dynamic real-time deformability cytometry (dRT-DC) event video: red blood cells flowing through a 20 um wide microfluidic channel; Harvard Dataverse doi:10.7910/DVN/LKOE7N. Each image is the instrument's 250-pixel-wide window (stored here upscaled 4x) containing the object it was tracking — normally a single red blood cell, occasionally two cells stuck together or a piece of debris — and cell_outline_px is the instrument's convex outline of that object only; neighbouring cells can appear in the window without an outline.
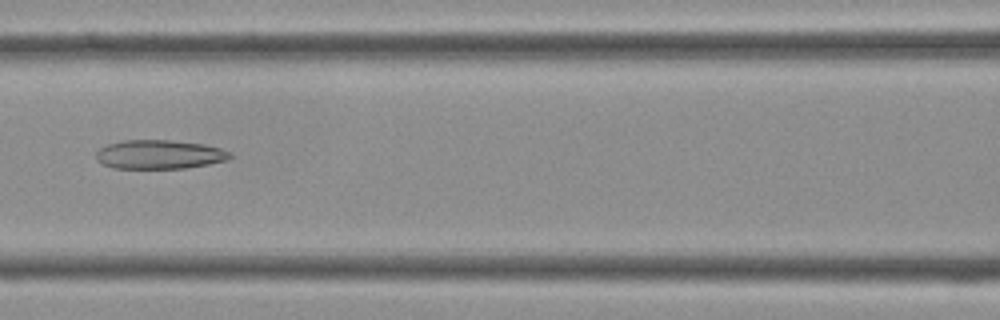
{"species": "Egyptian fruit bat (a non-hibernating species)", "species_latin": "Rousettus aegyptiacus", "temperature_condition": "cold", "stored_images_in_passage": 41, "camera_frame_rate_fps": 3000, "um_per_image_px": 0.085, "frame": {"image": 1, "passage_image": 18, "time_ms": 5.667, "image_size_px": [1000, 320], "cell_outline_px": [[232, 156], [224, 160], [208, 164], [184, 168], [112, 168], [96, 160], [96, 152], [100, 148], [108, 144], [124, 140], [168, 140], [204, 144], [220, 148], [232, 152]], "centroid_in_image_um": [13.53, 13.12], "position_along_channel_um": 153.1, "area_um2": 22.48}}
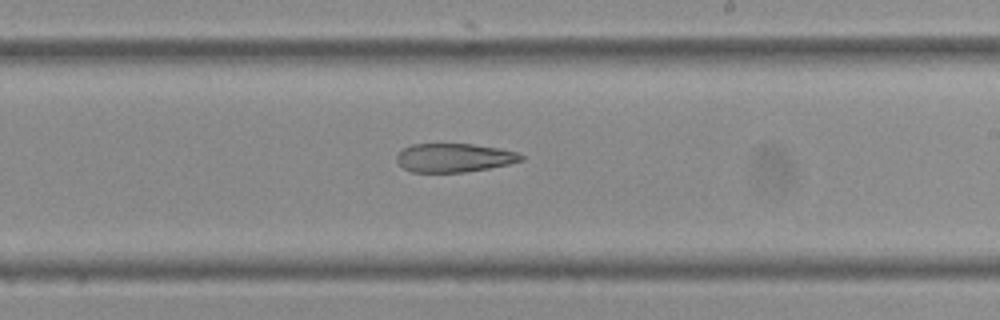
{"frame": {"image": 2, "passage_image": 24, "time_ms": 7.667, "image_size_px": [1000, 320], "cell_outline_px": [[524, 160], [508, 164], [488, 168], [464, 172], [412, 172], [404, 168], [396, 160], [396, 156], [404, 148], [412, 144], [472, 144], [500, 148], [516, 152], [524, 156]], "centroid_in_image_um": [38.61, 13.4], "position_along_channel_um": 250.4, "area_um2": 20.69}}
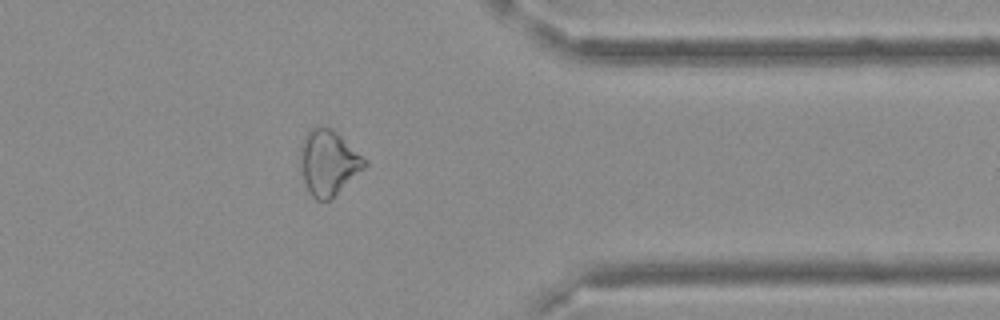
{"frame": {"image": 3, "passage_image": 33, "time_ms": 10.667, "image_size_px": [1000, 320], "cell_outline_px": [[368, 164], [332, 200], [316, 200], [312, 196], [304, 180], [300, 160], [300, 148], [304, 136], [312, 128], [332, 128], [368, 160]], "centroid_in_image_um": [27.94, 13.84], "position_along_channel_um": 383.5, "area_um2": 24.28}}